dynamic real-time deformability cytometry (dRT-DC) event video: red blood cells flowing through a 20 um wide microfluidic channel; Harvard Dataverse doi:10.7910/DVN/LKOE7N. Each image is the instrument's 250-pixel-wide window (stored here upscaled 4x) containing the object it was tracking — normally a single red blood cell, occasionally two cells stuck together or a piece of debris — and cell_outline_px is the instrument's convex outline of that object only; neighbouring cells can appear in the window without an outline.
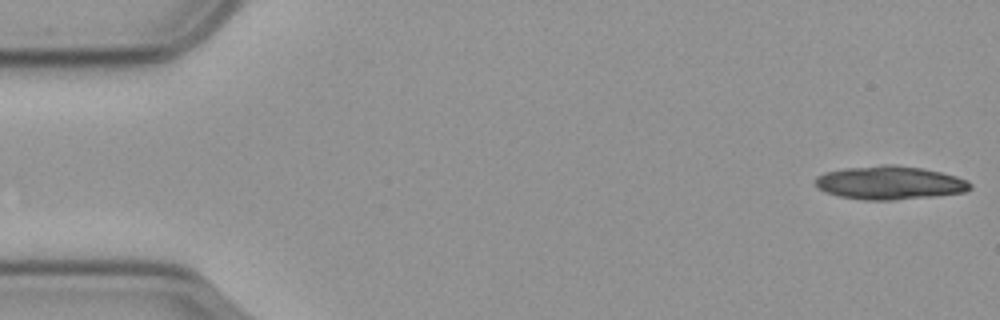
{"species": "common noctule bat (a hibernating species)", "species_latin": "Nyctalus noctula", "temperature_condition": "cold", "stored_images_in_passage": 19, "camera_frame_rate_fps": 3000, "um_per_image_px": 0.085, "animal": {"sex": "male", "body_mass_g": 23.1, "forearm_length_mm": 52.7}, "frame": {"image": 1, "passage_image": 1, "time_ms": 0.0, "image_size_px": [1000, 320], "cell_outline_px": [[972, 188], [964, 192], [936, 196], [896, 200], [864, 200], [836, 196], [824, 192], [816, 188], [816, 176], [824, 172], [844, 168], [884, 164], [896, 164], [924, 168], [956, 176], [968, 180], [972, 184]], "centroid_in_image_um": [75.61, 15.53], "position_along_channel_um": 9.4, "area_um2": 30.69}}